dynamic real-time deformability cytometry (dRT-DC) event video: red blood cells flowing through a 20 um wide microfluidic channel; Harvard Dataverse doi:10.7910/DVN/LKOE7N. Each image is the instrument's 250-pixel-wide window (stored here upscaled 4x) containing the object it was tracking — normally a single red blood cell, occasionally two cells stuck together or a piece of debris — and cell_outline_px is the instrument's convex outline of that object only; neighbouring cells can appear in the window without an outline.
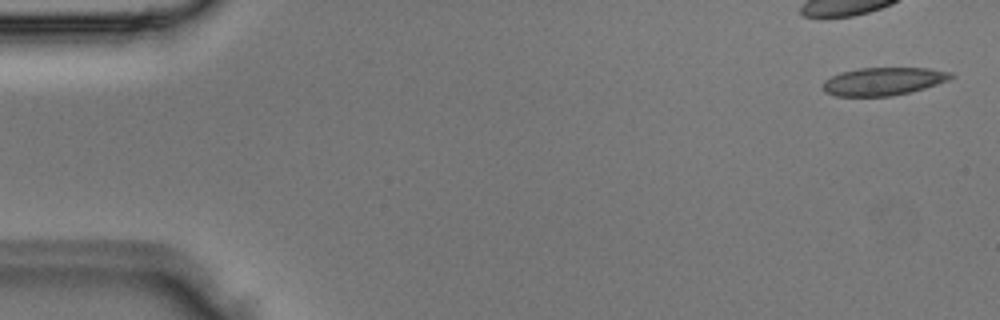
{"species": "Egyptian fruit bat (a non-hibernating species)", "species_latin": "Rousettus aegyptiacus", "temperature_condition": "room temperature", "stored_images_in_passage": 4, "camera_frame_rate_fps": 3000, "um_per_image_px": 0.085, "animal": {"sex": "male"}, "frame": {"image": 1, "passage_image": 1, "time_ms": 0.0, "image_size_px": [1000, 320], "cell_outline_px": [[956, 76], [948, 80], [924, 88], [892, 96], [836, 96], [824, 92], [824, 80], [832, 76], [844, 72], [860, 68], [928, 68], [952, 72]], "centroid_in_image_um": [75.11, 6.91], "position_along_channel_um": 9.9, "area_um2": 20.63}}